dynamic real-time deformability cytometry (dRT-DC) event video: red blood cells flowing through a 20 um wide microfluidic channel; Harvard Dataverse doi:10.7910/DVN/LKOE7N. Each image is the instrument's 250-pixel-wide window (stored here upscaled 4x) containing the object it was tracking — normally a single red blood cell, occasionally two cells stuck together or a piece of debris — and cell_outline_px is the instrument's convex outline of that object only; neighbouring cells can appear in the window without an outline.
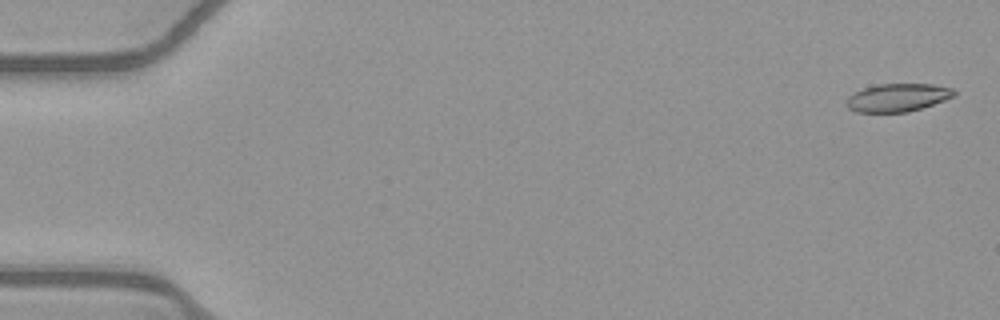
{"species": "common noctule bat (a hibernating species)", "species_latin": "Nyctalus noctula", "temperature_condition": "warm", "stored_images_in_passage": 15, "camera_frame_rate_fps": 3000, "um_per_image_px": 0.085, "animal": {"sex": "female", "body_mass_g": 21.9}, "frame": {"image": 1, "passage_image": 1, "time_ms": 0.0, "image_size_px": [1000, 320], "cell_outline_px": [[956, 96], [908, 112], [856, 112], [848, 108], [848, 96], [864, 88], [876, 84], [932, 84], [956, 88]], "centroid_in_image_um": [76.35, 8.28], "position_along_channel_um": 8.6, "area_um2": 17.51}}
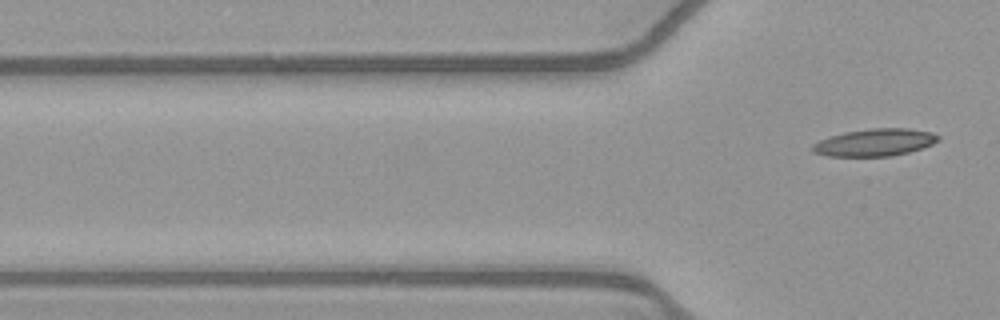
{"frame": {"image": 2, "passage_image": 15, "time_ms": 4.667, "image_size_px": [1000, 320], "cell_outline_px": [[940, 140], [932, 144], [908, 152], [892, 156], [828, 156], [812, 152], [812, 144], [820, 140], [844, 132], [872, 128], [908, 128], [932, 132], [940, 136]], "centroid_in_image_um": [74.37, 12.1], "position_along_channel_um": 51.4, "area_um2": 19.94}}